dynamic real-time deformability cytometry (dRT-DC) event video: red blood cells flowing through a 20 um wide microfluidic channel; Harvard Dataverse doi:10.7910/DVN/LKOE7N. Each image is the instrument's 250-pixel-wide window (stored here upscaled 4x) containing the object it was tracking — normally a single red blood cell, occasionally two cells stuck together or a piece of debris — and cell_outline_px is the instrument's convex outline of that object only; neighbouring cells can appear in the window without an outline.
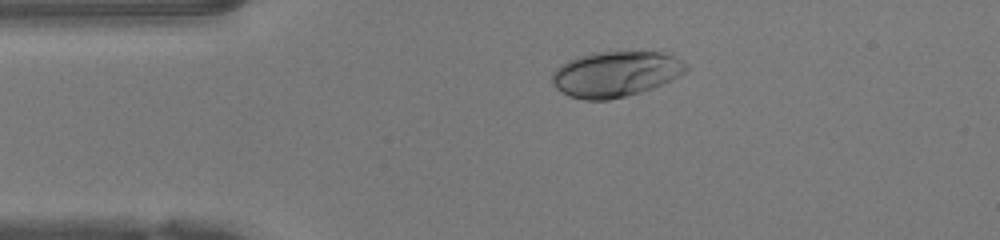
{"species": "human", "species_latin": "Homo sapiens", "temperature_condition": "warm", "stored_images_in_passage": 39, "camera_frame_rate_fps": 3000, "um_per_image_px": 0.085, "donor": {"sex": "female"}, "frame": {"image": 1, "passage_image": 1, "time_ms": 0.0, "image_size_px": [1000, 240], "cell_outline_px": [[688, 68], [684, 72], [652, 88], [640, 92], [608, 100], [584, 100], [568, 96], [556, 88], [552, 84], [552, 72], [560, 64], [576, 56], [592, 52], [660, 52], [672, 56], [688, 64]], "centroid_in_image_um": [52.24, 6.29], "position_along_channel_um": 32.8, "area_um2": 35.37}}
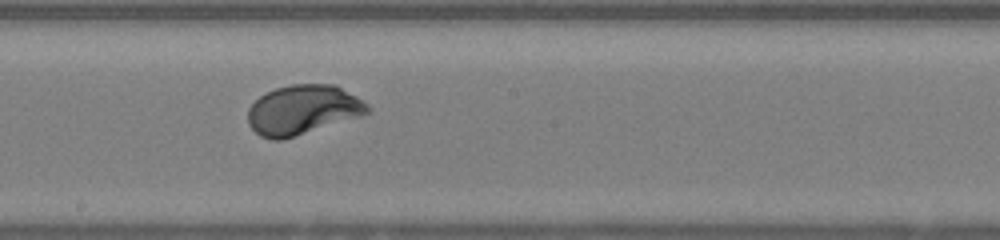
{"frame": {"image": 2, "passage_image": 17, "time_ms": 5.333, "image_size_px": [1000, 240], "cell_outline_px": [[372, 108], [368, 112], [360, 116], [280, 140], [272, 140], [260, 136], [248, 124], [248, 108], [260, 96], [276, 88], [292, 84], [336, 84], [356, 96], [368, 104]], "centroid_in_image_um": [25.73, 9.32], "position_along_channel_um": 222.5, "area_um2": 34.22}}
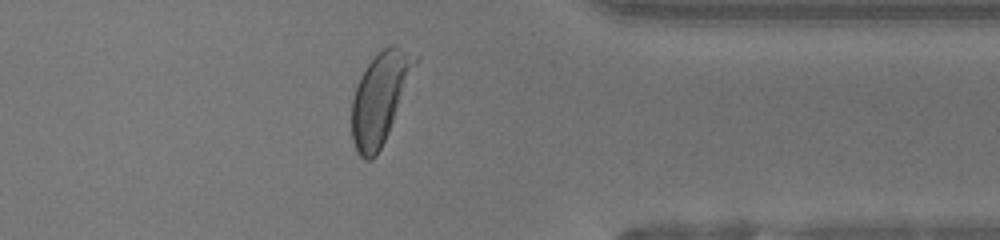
{"frame": {"image": 3, "passage_image": 29, "time_ms": 9.333, "image_size_px": [1000, 240], "cell_outline_px": [[420, 60], [388, 132], [376, 156], [372, 160], [364, 160], [356, 152], [352, 140], [352, 100], [360, 76], [368, 64], [384, 48], [392, 44], [420, 56]], "centroid_in_image_um": [32.33, 8.32], "position_along_channel_um": 379.1, "area_um2": 33.35}, "authors_computed_cell_mechanics": {"area_um2": 34.7956, "velocity_mm_per_s": 4.2211, "shape_relaxation_time_tau1_ms": 2.0686, "shape_relaxation_time_tau2_ms": null, "deformation_change_tau1": 0.1661, "deformation_change_tau2": null}}